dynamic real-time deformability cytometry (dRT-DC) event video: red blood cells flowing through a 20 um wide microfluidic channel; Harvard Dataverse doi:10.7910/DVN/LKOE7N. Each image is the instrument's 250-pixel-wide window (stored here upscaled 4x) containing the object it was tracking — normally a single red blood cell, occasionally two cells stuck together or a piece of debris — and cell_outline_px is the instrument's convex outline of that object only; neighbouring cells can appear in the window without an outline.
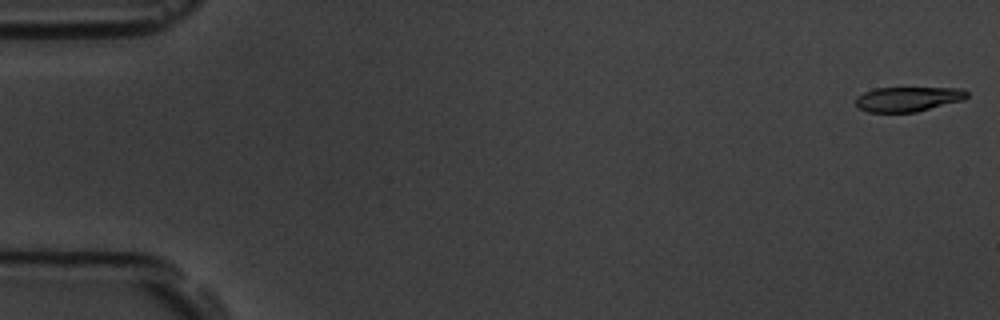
{"species": "common noctule bat (a hibernating species)", "species_latin": "Nyctalus noctula", "temperature_condition": "room temperature", "stored_images_in_passage": 5, "camera_frame_rate_fps": 3000, "um_per_image_px": 0.085, "animal": {"sex": "male", "body_mass_g": 19.5, "forearm_length_mm": 54.6}, "frame": {"image": 1, "passage_image": 1, "time_ms": 0.0, "image_size_px": [1000, 320], "cell_outline_px": [[968, 96], [964, 100], [916, 112], [868, 112], [860, 108], [856, 104], [856, 96], [864, 92], [876, 88], [960, 88], [968, 92]], "centroid_in_image_um": [77.19, 8.42], "position_along_channel_um": 7.8, "area_um2": 16.01}}
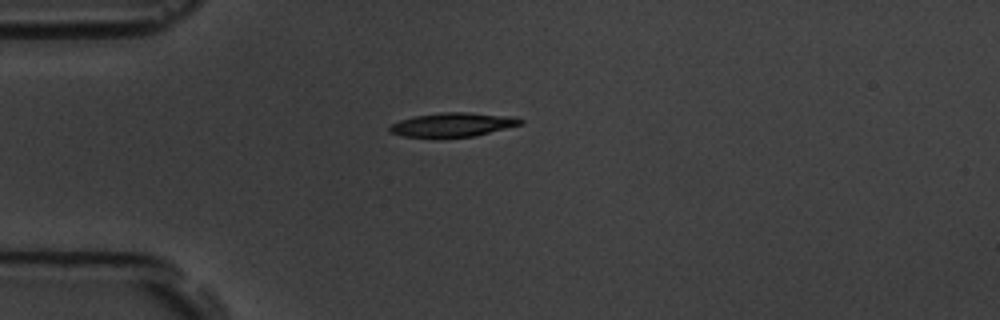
{"frame": {"image": 2, "passage_image": 5, "time_ms": 4.667, "image_size_px": [1000, 320], "cell_outline_px": [[524, 124], [476, 136], [404, 136], [388, 132], [388, 128], [392, 124], [400, 120], [416, 116], [444, 112], [468, 112], [516, 116], [524, 120]], "centroid_in_image_um": [38.58, 10.58], "position_along_channel_um": 46.4, "area_um2": 18.15}}